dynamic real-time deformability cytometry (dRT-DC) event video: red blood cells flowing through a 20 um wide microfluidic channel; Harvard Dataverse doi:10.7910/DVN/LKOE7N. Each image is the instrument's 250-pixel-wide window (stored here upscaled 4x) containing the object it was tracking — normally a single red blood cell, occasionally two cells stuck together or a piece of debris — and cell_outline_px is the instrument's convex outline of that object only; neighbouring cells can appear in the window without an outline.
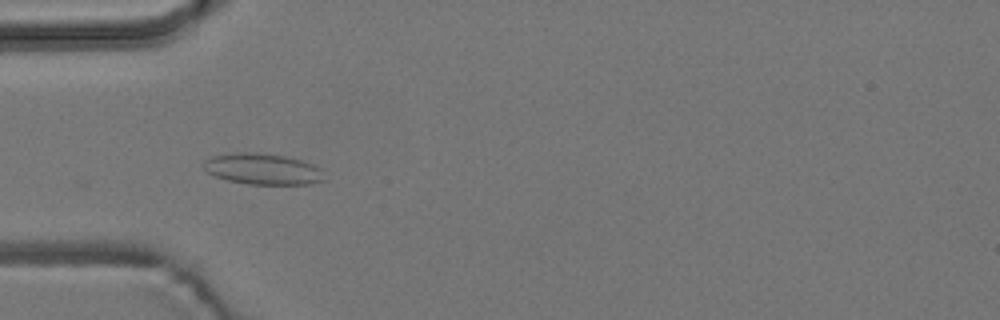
{"species": "common noctule bat (a hibernating species)", "species_latin": "Nyctalus noctula", "temperature_condition": "room temperature", "stored_images_in_passage": 2, "camera_frame_rate_fps": 3000, "um_per_image_px": 0.085, "animal": {"sex": "male", "body_mass_g": 19.2, "forearm_length_mm": 51.8}, "frame": {"image": 1, "passage_image": 1, "time_ms": 0.0, "image_size_px": [1000, 320], "cell_outline_px": [[324, 180], [308, 184], [248, 184], [228, 180], [216, 176], [208, 172], [204, 168], [204, 160], [212, 156], [236, 152], [256, 152], [284, 156], [300, 160], [312, 164], [320, 168]], "centroid_in_image_um": [22.31, 14.36], "position_along_channel_um": 62.7, "area_um2": 21.62}}